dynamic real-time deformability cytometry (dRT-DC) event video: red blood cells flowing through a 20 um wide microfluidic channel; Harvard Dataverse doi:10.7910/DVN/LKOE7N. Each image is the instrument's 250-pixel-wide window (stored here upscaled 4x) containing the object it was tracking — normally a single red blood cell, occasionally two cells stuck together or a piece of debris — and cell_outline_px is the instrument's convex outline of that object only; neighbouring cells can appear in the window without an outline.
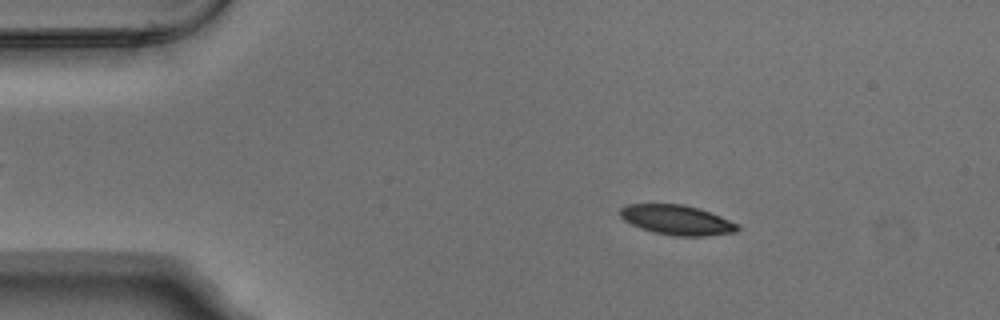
{"species": "Egyptian fruit bat (a non-hibernating species)", "species_latin": "Rousettus aegyptiacus", "temperature_condition": "warm", "stored_images_in_passage": 4, "camera_frame_rate_fps": 3000, "um_per_image_px": 0.085, "animal": {"sex": "male"}, "frame": {"image": 1, "passage_image": 2, "time_ms": 0.333, "image_size_px": [1000, 320], "cell_outline_px": [[740, 228], [736, 232], [708, 236], [672, 236], [652, 232], [640, 228], [624, 220], [620, 216], [620, 208], [628, 204], [684, 204], [700, 208], [740, 224]], "centroid_in_image_um": [57.56, 18.7], "position_along_channel_um": 27.4, "area_um2": 20.63}}
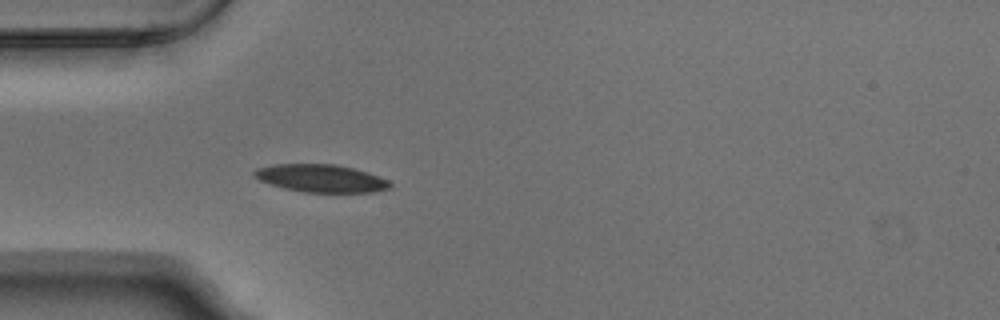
{"frame": {"image": 2, "passage_image": 4, "time_ms": 1.0, "image_size_px": [1000, 320], "cell_outline_px": [[392, 188], [372, 192], [304, 192], [284, 188], [260, 180], [252, 176], [252, 172], [256, 168], [276, 164], [336, 164], [368, 172], [388, 180], [392, 184]], "centroid_in_image_um": [27.29, 15.15], "position_along_channel_um": 57.7, "area_um2": 21.91}}